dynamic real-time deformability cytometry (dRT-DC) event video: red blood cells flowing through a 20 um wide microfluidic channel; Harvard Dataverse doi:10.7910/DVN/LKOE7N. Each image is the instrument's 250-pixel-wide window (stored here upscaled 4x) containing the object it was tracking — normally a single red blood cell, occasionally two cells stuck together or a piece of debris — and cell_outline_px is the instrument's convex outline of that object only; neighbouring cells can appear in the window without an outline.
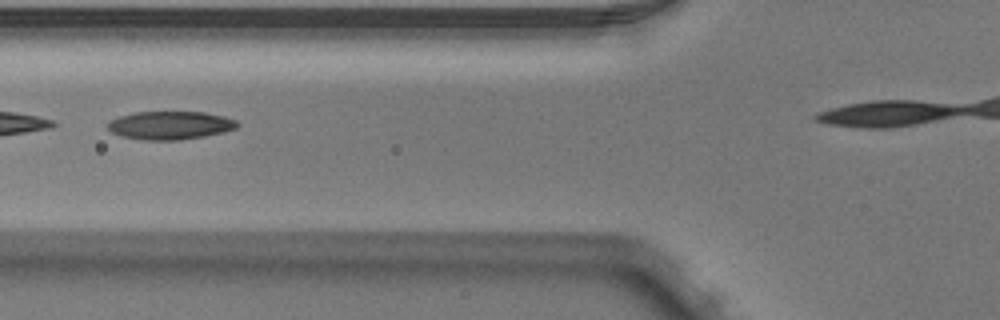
{"species": "Egyptian fruit bat (a non-hibernating species)", "species_latin": "Rousettus aegyptiacus", "temperature_condition": "warm", "stored_images_in_passage": 6, "segment_of_instrument_passage": [1, 2], "camera_frame_rate_fps": 3000, "um_per_image_px": 0.085, "animal": {"sex": "male"}, "frame": {"image": 1, "passage_image": 4, "time_ms": 1.0, "image_size_px": [1000, 320], "cell_outline_px": [[240, 124], [236, 128], [224, 132], [204, 136], [180, 140], [144, 140], [124, 136], [112, 132], [108, 128], [108, 120], [120, 116], [136, 112], [204, 112], [224, 116], [236, 120]], "centroid_in_image_um": [14.49, 10.65], "position_along_channel_um": 111.3, "area_um2": 21.27}}
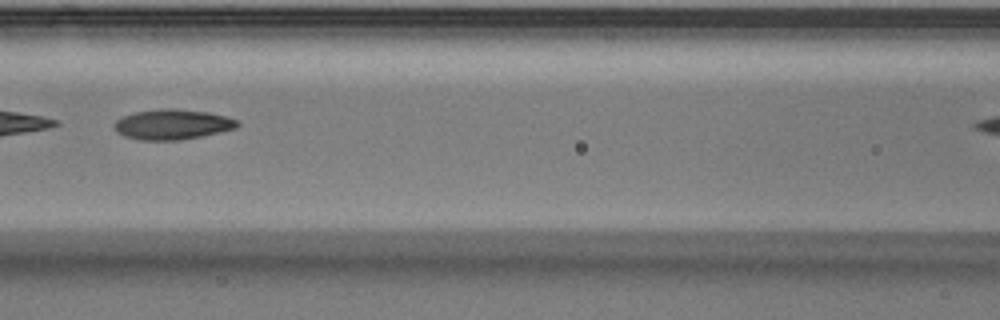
{"frame": {"image": 2, "passage_image": 5, "time_ms": 1.333, "image_size_px": [1000, 320], "cell_outline_px": [[240, 124], [236, 128], [220, 132], [180, 140], [140, 140], [124, 136], [116, 132], [112, 124], [120, 116], [136, 112], [164, 108], [172, 108], [208, 112], [224, 116], [236, 120]], "centroid_in_image_um": [14.6, 10.57], "position_along_channel_um": 152.0, "area_um2": 21.68}}